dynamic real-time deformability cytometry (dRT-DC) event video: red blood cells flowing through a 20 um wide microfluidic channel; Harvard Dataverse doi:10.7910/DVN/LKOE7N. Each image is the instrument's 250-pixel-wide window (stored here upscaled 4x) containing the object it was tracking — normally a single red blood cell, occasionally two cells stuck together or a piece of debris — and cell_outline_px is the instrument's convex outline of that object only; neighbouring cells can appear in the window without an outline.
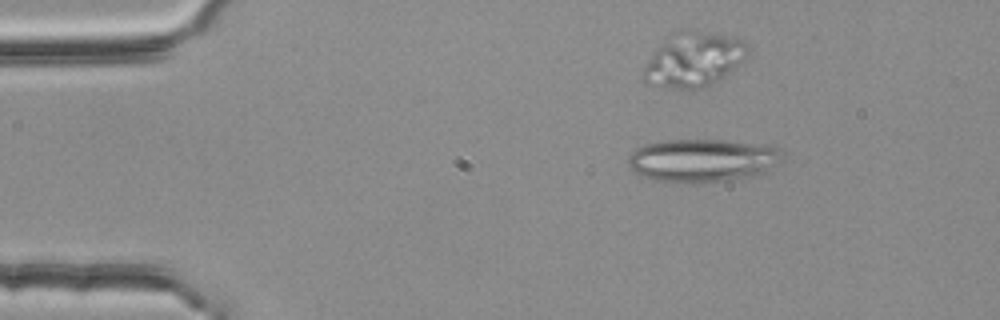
{"species": "common noctule bat (a hibernating species)", "species_latin": "Nyctalus noctula", "temperature_condition": "room temperature", "stored_images_in_passage": 52, "segment_of_instrument_passage": [1, 2], "camera_frame_rate_fps": 3000, "um_per_image_px": 0.085, "animal": {"sex": "female", "body_mass_g": 25.1}, "frame": {"image": 1, "passage_image": 5, "time_ms": 1.333, "image_size_px": [1000, 320], "cell_outline_px": [[780, 164], [756, 176], [700, 184], [684, 184], [656, 180], [640, 176], [628, 164], [628, 156], [636, 148], [644, 144], [668, 140], [724, 140], [776, 144], [780, 148]], "centroid_in_image_um": [59.76, 13.64], "position_along_channel_um": 25.2, "area_um2": 39.65}}
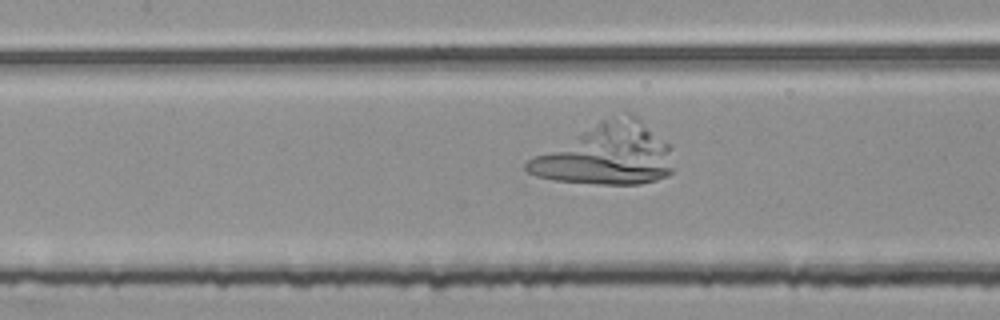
{"frame": {"image": 2, "passage_image": 21, "time_ms": 6.667, "image_size_px": [1000, 320], "cell_outline_px": [[672, 172], [668, 176], [656, 180], [640, 184], [596, 184], [552, 180], [536, 176], [528, 172], [524, 168], [524, 164], [528, 160], [600, 120], [628, 112], [632, 112], [672, 144]], "centroid_in_image_um": [51.63, 13.13], "position_along_channel_um": 155.8, "area_um2": 52.19}}
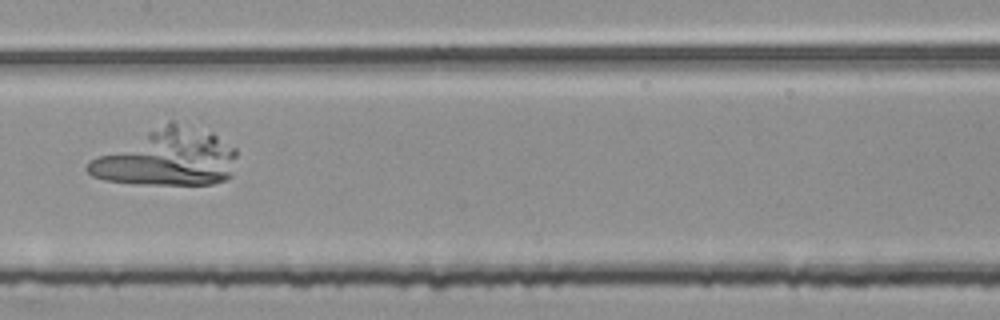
{"frame": {"image": 3, "passage_image": 24, "time_ms": 7.667, "image_size_px": [1000, 320], "cell_outline_px": [[236, 156], [232, 176], [224, 180], [212, 184], [144, 184], [104, 180], [92, 176], [84, 168], [96, 156], [168, 120], [172, 120], [212, 132], [236, 148]], "centroid_in_image_um": [14.24, 13.39], "position_along_channel_um": 193.2, "area_um2": 49.25}}